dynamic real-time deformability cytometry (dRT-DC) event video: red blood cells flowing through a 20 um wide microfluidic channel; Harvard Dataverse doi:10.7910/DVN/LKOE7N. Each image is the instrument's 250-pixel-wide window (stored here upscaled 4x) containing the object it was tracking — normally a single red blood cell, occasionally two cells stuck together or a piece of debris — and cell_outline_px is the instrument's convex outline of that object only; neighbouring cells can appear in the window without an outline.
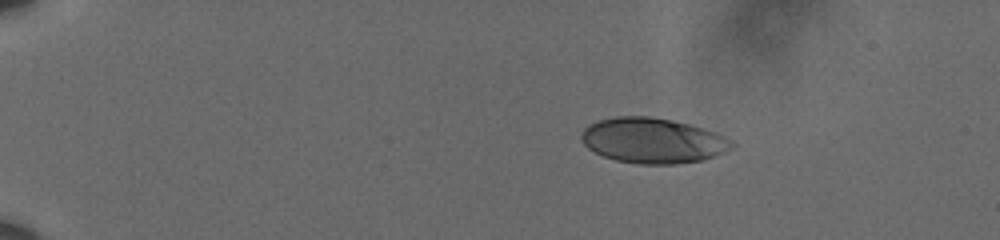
{"species": "human", "species_latin": "Homo sapiens", "temperature_condition": "cold", "stored_images_in_passage": 49, "camera_frame_rate_fps": 3000, "um_per_image_px": 0.085, "donor": {"sex": "male"}, "frame": {"image": 1, "passage_image": 1, "time_ms": 0.0, "image_size_px": [1000, 240], "cell_outline_px": [[736, 144], [732, 148], [716, 156], [704, 160], [676, 164], [640, 164], [616, 160], [604, 156], [588, 148], [580, 140], [580, 136], [584, 128], [588, 124], [600, 120], [616, 116], [648, 116], [672, 120], [688, 124], [724, 136], [732, 140]], "centroid_in_image_um": [55.48, 11.95], "position_along_channel_um": 29.5, "area_um2": 39.65}}
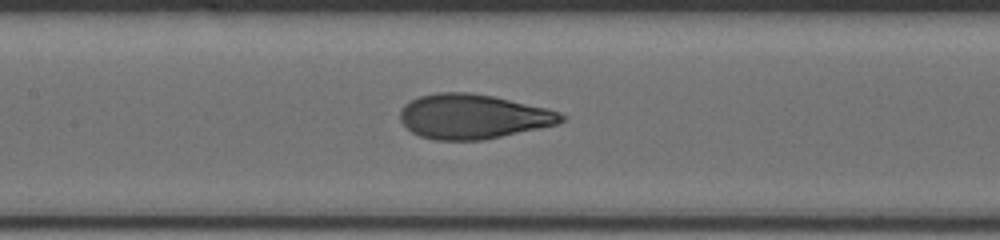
{"frame": {"image": 2, "passage_image": 21, "time_ms": 6.667, "image_size_px": [1000, 240], "cell_outline_px": [[564, 120], [556, 124], [484, 140], [432, 140], [420, 136], [412, 132], [400, 120], [400, 112], [404, 104], [420, 96], [436, 92], [468, 92], [492, 96], [544, 108], [560, 112], [564, 116]], "centroid_in_image_um": [40.15, 9.91], "position_along_channel_um": 167.2, "area_um2": 41.5}}
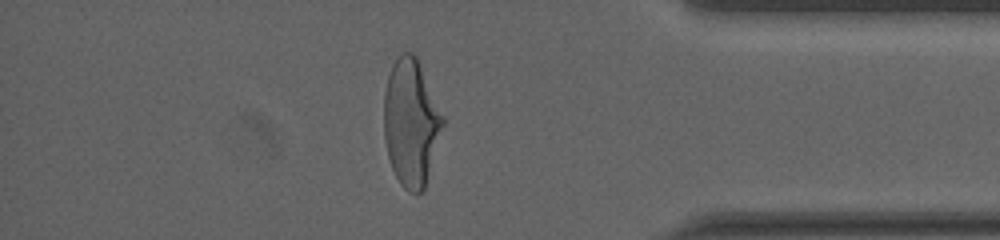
{"frame": {"image": 3, "passage_image": 42, "time_ms": 13.667, "image_size_px": [1000, 240], "cell_outline_px": [[444, 124], [424, 188], [416, 196], [408, 192], [400, 184], [392, 168], [388, 156], [384, 136], [384, 92], [388, 76], [392, 64], [400, 52], [412, 52], [416, 56], [444, 116]], "centroid_in_image_um": [34.93, 10.41], "position_along_channel_um": 400.3, "area_um2": 43.52}, "authors_computed_cell_mechanics": {"area_um2": 41.5582, "velocity_mm_per_s": 3.6047, "shape_relaxation_time_tau1_ms": 4.6135, "shape_relaxation_time_tau2_ms": null, "deformation_change_tau1": 0.2025, "deformation_change_tau2": null}}